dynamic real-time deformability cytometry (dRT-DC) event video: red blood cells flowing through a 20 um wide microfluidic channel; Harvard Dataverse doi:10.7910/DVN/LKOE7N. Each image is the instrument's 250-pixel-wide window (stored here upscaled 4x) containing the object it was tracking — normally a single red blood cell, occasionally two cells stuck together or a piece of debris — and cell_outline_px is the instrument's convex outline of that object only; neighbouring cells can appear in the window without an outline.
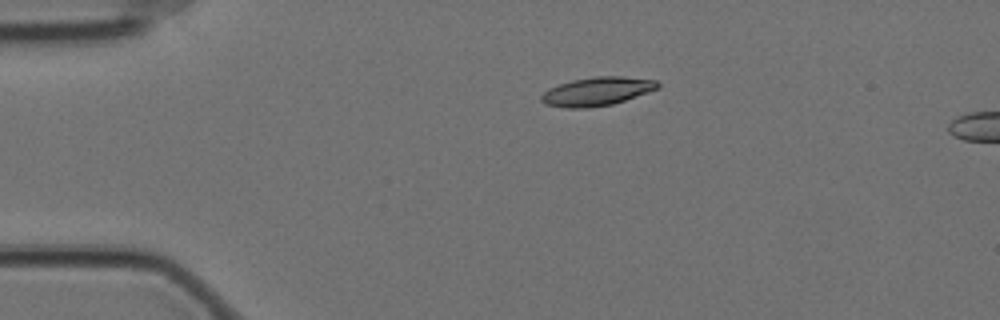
{"species": "Egyptian fruit bat (a non-hibernating species)", "species_latin": "Rousettus aegyptiacus", "temperature_condition": "cold", "stored_images_in_passage": 5, "camera_frame_rate_fps": 3000, "um_per_image_px": 0.085, "animal": {"sex": "female"}, "frame": {"image": 1, "passage_image": 1, "time_ms": 0.0, "image_size_px": [1000, 320], "cell_outline_px": [[660, 88], [612, 104], [588, 108], [564, 108], [544, 104], [540, 100], [540, 96], [548, 88], [572, 80], [596, 76], [624, 76], [656, 80], [660, 84]], "centroid_in_image_um": [50.73, 7.77], "position_along_channel_um": 34.3, "area_um2": 19.48}}